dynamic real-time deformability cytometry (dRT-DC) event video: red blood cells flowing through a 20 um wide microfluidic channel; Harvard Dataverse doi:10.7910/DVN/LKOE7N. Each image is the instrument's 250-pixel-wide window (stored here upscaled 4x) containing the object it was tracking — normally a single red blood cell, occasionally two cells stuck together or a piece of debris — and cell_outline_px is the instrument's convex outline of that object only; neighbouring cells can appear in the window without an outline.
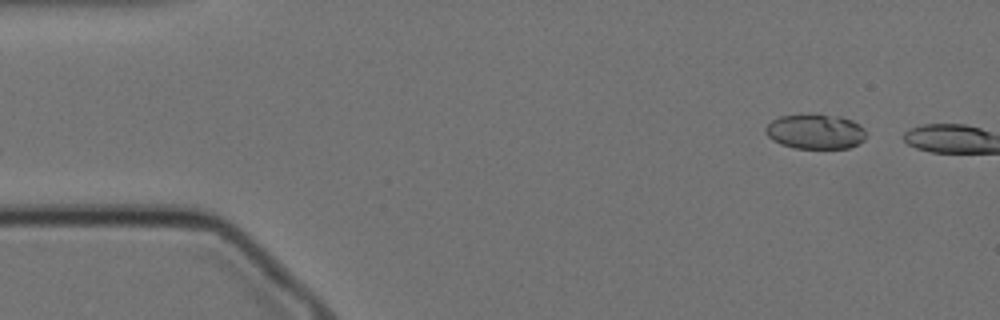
{"species": "Egyptian fruit bat (a non-hibernating species)", "species_latin": "Rousettus aegyptiacus", "temperature_condition": "cold", "stored_images_in_passage": 4, "camera_frame_rate_fps": 3000, "um_per_image_px": 0.085, "animal": {"sex": "female"}, "frame": {"image": 1, "passage_image": 2, "time_ms": 0.333, "image_size_px": [1000, 320], "cell_outline_px": [[864, 140], [860, 144], [848, 148], [796, 148], [780, 144], [772, 140], [764, 132], [764, 128], [772, 120], [780, 116], [840, 116], [852, 120], [860, 124], [864, 128]], "centroid_in_image_um": [69.31, 11.21], "position_along_channel_um": 15.7, "area_um2": 20.11}}